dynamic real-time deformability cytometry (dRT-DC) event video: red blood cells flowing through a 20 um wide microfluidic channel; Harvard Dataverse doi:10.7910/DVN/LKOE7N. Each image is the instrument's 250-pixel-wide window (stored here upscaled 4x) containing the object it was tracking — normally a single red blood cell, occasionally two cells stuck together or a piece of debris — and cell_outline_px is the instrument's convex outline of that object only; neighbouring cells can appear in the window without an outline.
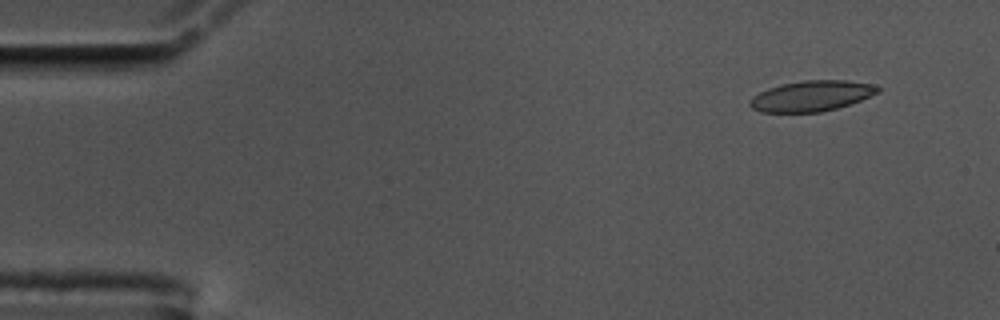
{"species": "common noctule bat (a hibernating species)", "species_latin": "Nyctalus noctula", "temperature_condition": "cold", "stored_images_in_passage": 52, "camera_frame_rate_fps": 3000, "um_per_image_px": 0.085, "animal": {"sex": "male", "body_mass_g": 17.5, "forearm_length_mm": 52.3}, "frame": {"image": 1, "passage_image": 1, "time_ms": 0.0, "image_size_px": [1000, 320], "cell_outline_px": [[880, 92], [860, 100], [836, 108], [820, 112], [760, 112], [752, 108], [748, 104], [748, 100], [752, 96], [768, 88], [780, 84], [804, 80], [848, 80], [872, 84], [880, 88]], "centroid_in_image_um": [68.94, 8.15], "position_along_channel_um": 16.1, "area_um2": 22.83}}
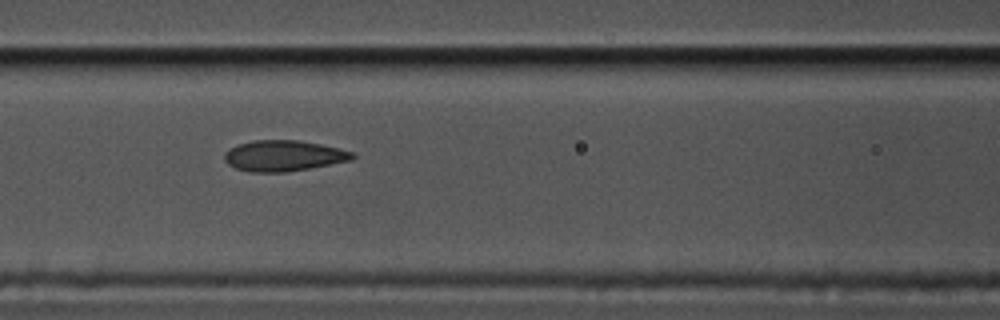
{"frame": {"image": 2, "passage_image": 20, "time_ms": 6.333, "image_size_px": [1000, 320], "cell_outline_px": [[356, 156], [352, 160], [308, 168], [284, 172], [248, 172], [236, 168], [228, 164], [224, 160], [224, 152], [236, 144], [252, 140], [300, 140], [320, 144], [352, 152]], "centroid_in_image_um": [24.05, 13.23], "position_along_channel_um": 142.6, "area_um2": 22.95}}
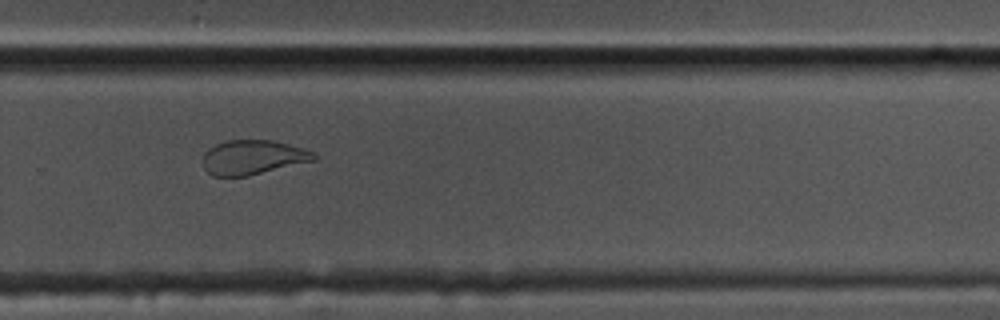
{"frame": {"image": 3, "passage_image": 34, "time_ms": 11.0, "image_size_px": [1000, 320], "cell_outline_px": [[316, 160], [248, 176], [212, 176], [204, 168], [200, 160], [204, 152], [208, 148], [216, 144], [228, 140], [272, 140], [304, 148], [312, 152], [316, 156]], "centroid_in_image_um": [21.45, 13.37], "position_along_channel_um": 308.4, "area_um2": 22.48}, "authors_computed_cell_mechanics": {"area_um2": 23.5824, "velocity_mm_per_s": 3.5652, "shape_relaxation_time_tau1_ms": null, "shape_relaxation_time_tau2_ms": 1.2721, "deformation_change_tau1": null, "deformation_change_tau2": 0.0654}}